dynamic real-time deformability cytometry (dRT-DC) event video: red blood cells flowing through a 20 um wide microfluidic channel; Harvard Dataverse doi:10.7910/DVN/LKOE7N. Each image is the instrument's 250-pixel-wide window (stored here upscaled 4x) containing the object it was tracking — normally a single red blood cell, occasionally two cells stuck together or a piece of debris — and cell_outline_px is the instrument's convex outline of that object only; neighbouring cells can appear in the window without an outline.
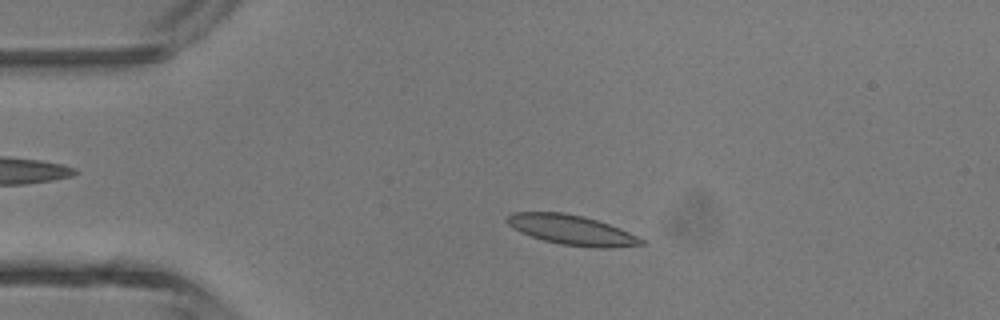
{"species": "common noctule bat (a hibernating species)", "species_latin": "Nyctalus noctula", "temperature_condition": "room temperature", "stored_images_in_passage": 45, "camera_frame_rate_fps": 3000, "um_per_image_px": 0.085, "animal": {"sex": "male", "body_mass_g": 13.3}, "frame": {"image": 1, "passage_image": 9, "time_ms": 2.667, "image_size_px": [1000, 320], "cell_outline_px": [[644, 244], [612, 248], [596, 248], [560, 244], [544, 240], [520, 232], [512, 228], [504, 220], [512, 212], [564, 212], [584, 216], [620, 228], [644, 240]], "centroid_in_image_um": [48.57, 19.54], "position_along_channel_um": 36.4, "area_um2": 23.29}}
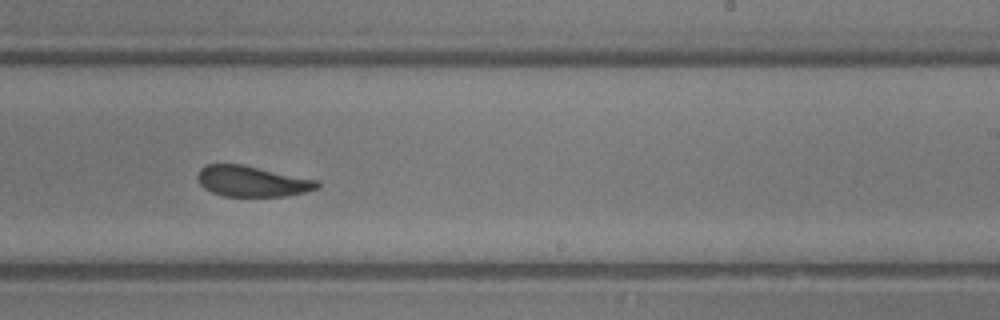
{"frame": {"image": 2, "passage_image": 27, "time_ms": 8.667, "image_size_px": [1000, 320], "cell_outline_px": [[320, 188], [304, 192], [284, 196], [224, 196], [212, 192], [204, 188], [200, 184], [196, 176], [200, 168], [204, 164], [240, 164], [316, 180], [320, 184]], "centroid_in_image_um": [21.38, 15.41], "position_along_channel_um": 267.6, "area_um2": 21.21}}
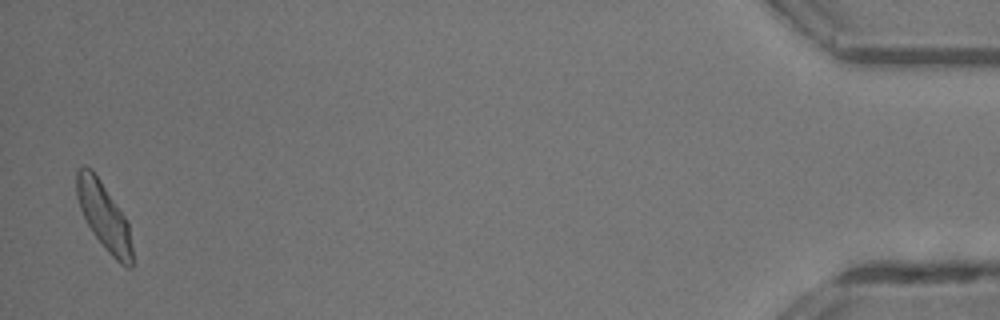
{"frame": {"image": 3, "passage_image": 44, "time_ms": 14.333, "image_size_px": [1000, 320], "cell_outline_px": [[132, 268], [128, 268], [120, 264], [108, 252], [92, 232], [80, 208], [76, 196], [76, 172], [84, 164], [92, 168], [128, 220], [132, 248]], "centroid_in_image_um": [8.84, 18.35], "position_along_channel_um": 426.4, "area_um2": 21.85}, "authors_computed_cell_mechanics": {"area_um2": 22.0218, "velocity_mm_per_s": 4.4791, "shape_relaxation_time_tau1_ms": 4.5558, "shape_relaxation_time_tau2_ms": 1.6195, "deformation_change_tau1": 0.1638, "deformation_change_tau2": 0.1018}}